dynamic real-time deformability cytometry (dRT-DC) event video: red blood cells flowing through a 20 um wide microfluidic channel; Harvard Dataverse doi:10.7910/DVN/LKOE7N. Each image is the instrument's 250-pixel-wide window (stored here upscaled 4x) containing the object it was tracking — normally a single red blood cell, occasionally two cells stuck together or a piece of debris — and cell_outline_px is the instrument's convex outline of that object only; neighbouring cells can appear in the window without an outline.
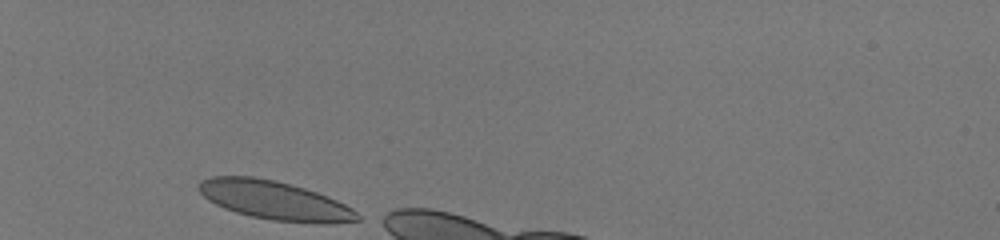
{"species": "human", "species_latin": "Homo sapiens", "temperature_condition": "room temperature", "stored_images_in_passage": 31, "camera_frame_rate_fps": 3000, "um_per_image_px": 0.085, "donor": {"sex": "male"}, "frame": {"image": 1, "passage_image": 1, "time_ms": 0.0, "image_size_px": [1000, 240], "cell_outline_px": [[360, 220], [324, 224], [316, 224], [272, 220], [252, 216], [236, 212], [224, 208], [208, 200], [196, 188], [200, 180], [212, 176], [256, 176], [276, 180], [304, 188], [328, 196], [352, 208], [360, 216]], "centroid_in_image_um": [23.32, 17.02], "position_along_channel_um": 61.7, "area_um2": 35.89}}
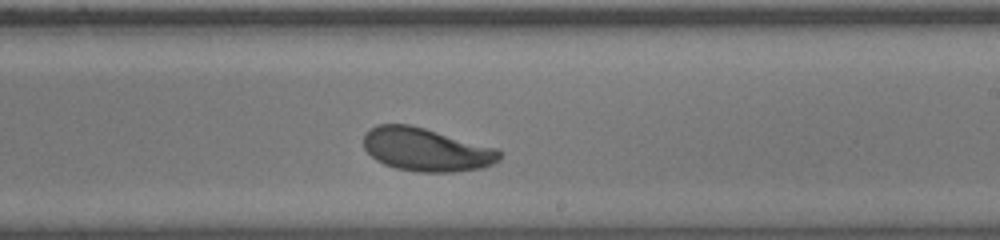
{"frame": {"image": 2, "passage_image": 18, "time_ms": 5.667, "image_size_px": [1000, 240], "cell_outline_px": [[500, 160], [484, 168], [452, 172], [416, 172], [396, 168], [384, 164], [376, 160], [364, 148], [364, 132], [376, 124], [408, 124], [424, 128], [496, 148], [500, 152]], "centroid_in_image_um": [36.2, 12.72], "position_along_channel_um": 252.8, "area_um2": 34.22}}
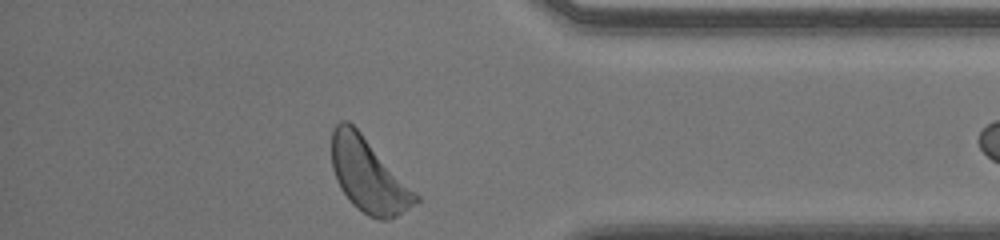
{"frame": {"image": 3, "passage_image": 30, "time_ms": 9.667, "image_size_px": [1000, 240], "cell_outline_px": [[420, 200], [396, 216], [388, 220], [380, 220], [368, 216], [356, 208], [348, 200], [340, 188], [336, 180], [332, 168], [332, 132], [336, 124], [340, 120], [348, 120], [360, 132], [420, 196]], "centroid_in_image_um": [31.3, 14.92], "position_along_channel_um": 403.9, "area_um2": 35.84}}